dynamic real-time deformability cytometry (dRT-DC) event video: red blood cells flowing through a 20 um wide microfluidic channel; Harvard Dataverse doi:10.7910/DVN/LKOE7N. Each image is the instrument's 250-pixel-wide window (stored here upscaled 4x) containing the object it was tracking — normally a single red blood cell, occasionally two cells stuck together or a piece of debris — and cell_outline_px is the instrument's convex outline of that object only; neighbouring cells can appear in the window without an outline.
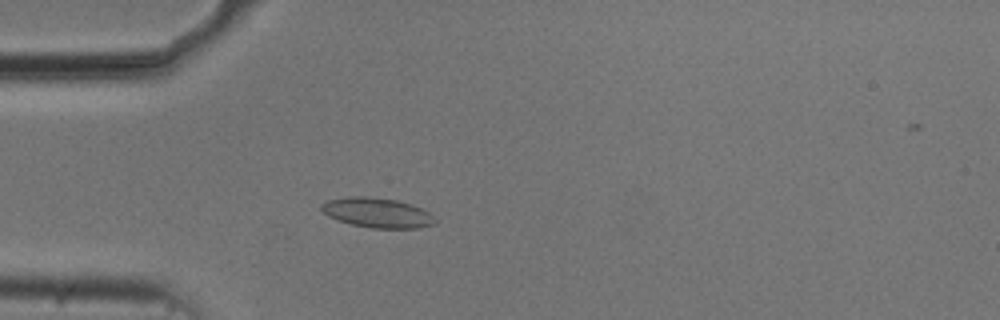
{"species": "common noctule bat (a hibernating species)", "species_latin": "Nyctalus noctula", "temperature_condition": "cold", "stored_images_in_passage": 45, "camera_frame_rate_fps": 3000, "um_per_image_px": 0.085, "animal": {"sex": "male", "body_mass_g": 20.5, "forearm_length_mm": 52.5}, "frame": {"image": 1, "passage_image": 12, "time_ms": 3.667, "image_size_px": [1000, 320], "cell_outline_px": [[436, 224], [420, 228], [372, 228], [352, 224], [328, 216], [320, 208], [320, 204], [328, 200], [348, 196], [368, 196], [396, 200], [412, 204], [428, 212], [436, 220]], "centroid_in_image_um": [32.07, 18.08], "position_along_channel_um": 52.9, "area_um2": 19.71}}
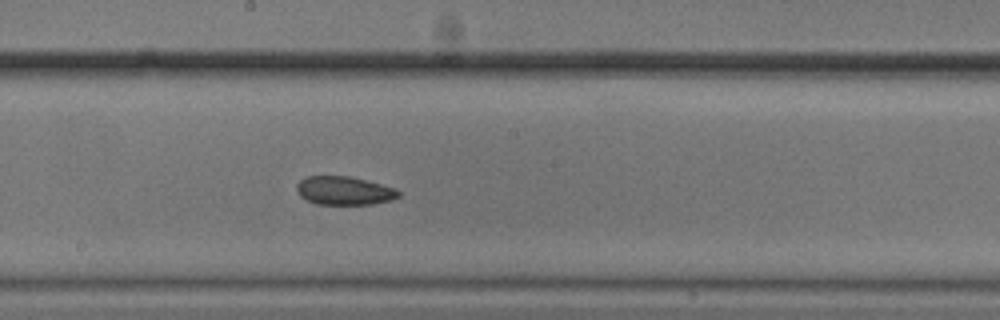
{"frame": {"image": 2, "passage_image": 26, "time_ms": 8.333, "image_size_px": [1000, 320], "cell_outline_px": [[400, 196], [392, 200], [372, 204], [316, 204], [300, 196], [296, 192], [296, 184], [304, 176], [348, 176], [396, 188], [400, 192]], "centroid_in_image_um": [29.23, 16.21], "position_along_channel_um": 219.0, "area_um2": 16.94}}
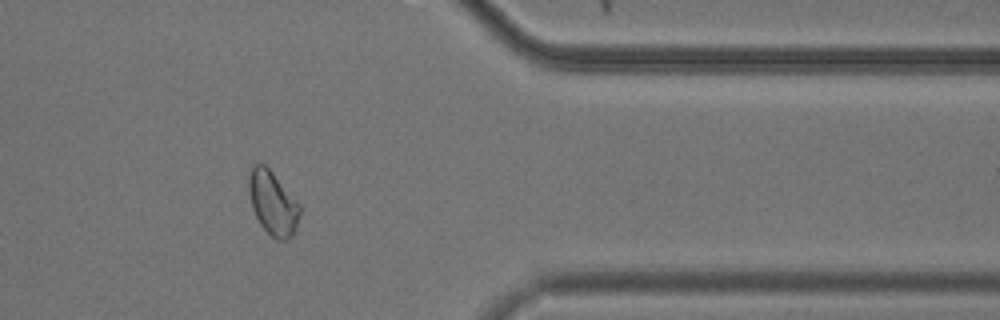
{"frame": {"image": 3, "passage_image": 41, "time_ms": 13.333, "image_size_px": [1000, 320], "cell_outline_px": [[300, 216], [296, 228], [292, 236], [284, 240], [276, 240], [260, 224], [252, 208], [248, 192], [248, 176], [252, 164], [256, 160], [264, 164], [272, 172], [300, 204]], "centroid_in_image_um": [23.16, 17.22], "position_along_channel_um": 388.2, "area_um2": 19.13}}